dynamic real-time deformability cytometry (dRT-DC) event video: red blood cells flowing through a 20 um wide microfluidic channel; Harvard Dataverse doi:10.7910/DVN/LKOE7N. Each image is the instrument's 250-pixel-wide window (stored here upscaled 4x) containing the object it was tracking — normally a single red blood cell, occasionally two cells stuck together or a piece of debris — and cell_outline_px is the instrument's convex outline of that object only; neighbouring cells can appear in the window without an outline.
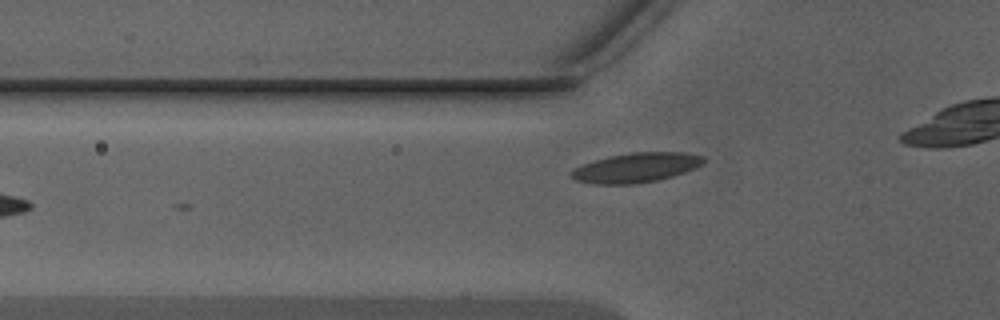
{"species": "Egyptian fruit bat (a non-hibernating species)", "species_latin": "Rousettus aegyptiacus", "temperature_condition": "warm", "stored_images_in_passage": 13, "camera_frame_rate_fps": 3000, "um_per_image_px": 0.085, "animal": {"sex": "male"}, "frame": {"image": 1, "passage_image": 4, "time_ms": 1.0, "image_size_px": [1000, 320], "cell_outline_px": [[708, 160], [704, 164], [696, 168], [672, 176], [656, 180], [636, 184], [596, 184], [576, 180], [568, 176], [568, 172], [572, 168], [596, 160], [612, 156], [632, 152], [684, 152], [704, 156]], "centroid_in_image_um": [54.09, 14.25], "position_along_channel_um": 71.7, "area_um2": 22.95}}
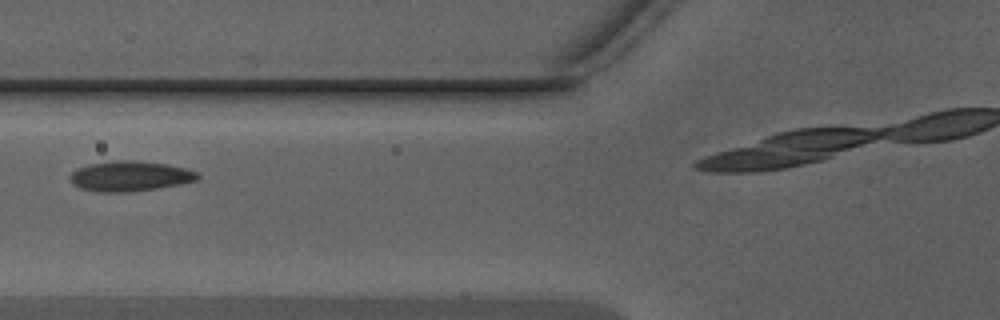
{"frame": {"image": 2, "passage_image": 7, "time_ms": 2.0, "image_size_px": [1000, 320], "cell_outline_px": [[200, 180], [160, 188], [128, 192], [100, 192], [80, 188], [72, 184], [68, 176], [76, 168], [88, 164], [116, 160], [136, 160], [168, 164], [188, 168], [200, 172]], "centroid_in_image_um": [11.09, 14.96], "position_along_channel_um": 114.7, "area_um2": 22.95}}